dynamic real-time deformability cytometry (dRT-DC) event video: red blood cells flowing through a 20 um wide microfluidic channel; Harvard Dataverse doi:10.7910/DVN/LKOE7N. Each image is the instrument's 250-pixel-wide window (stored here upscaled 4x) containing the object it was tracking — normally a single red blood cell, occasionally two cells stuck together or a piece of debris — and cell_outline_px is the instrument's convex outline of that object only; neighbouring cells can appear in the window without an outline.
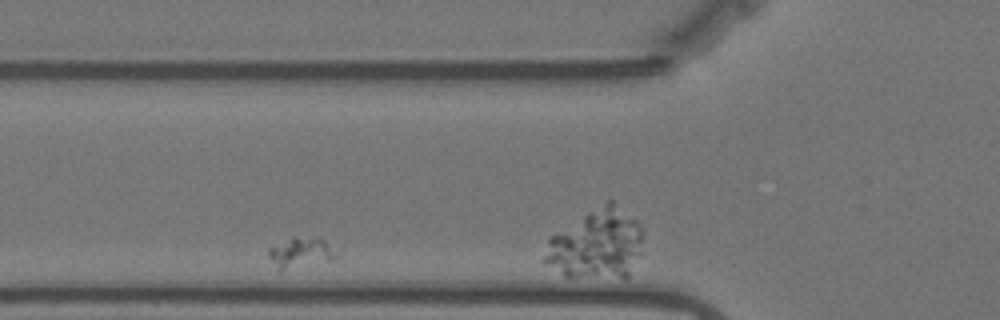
{"species": "Egyptian fruit bat (a non-hibernating species)", "species_latin": "Rousettus aegyptiacus", "temperature_condition": "warm", "stored_images_in_passage": 34, "segment_of_instrument_passage": [1, 2], "camera_frame_rate_fps": 3000, "um_per_image_px": 0.085, "animal": {"sex": "female"}, "frame": {"image": 1, "passage_image": 5, "time_ms": 1.333, "image_size_px": [1000, 320], "cell_outline_px": [[336, 256], [280, 272], [276, 268], [268, 256], [268, 248], [296, 236], [320, 236], [324, 240]], "centroid_in_image_um": [25.43, 21.45], "position_along_channel_um": 100.4, "area_um2": 11.5}}